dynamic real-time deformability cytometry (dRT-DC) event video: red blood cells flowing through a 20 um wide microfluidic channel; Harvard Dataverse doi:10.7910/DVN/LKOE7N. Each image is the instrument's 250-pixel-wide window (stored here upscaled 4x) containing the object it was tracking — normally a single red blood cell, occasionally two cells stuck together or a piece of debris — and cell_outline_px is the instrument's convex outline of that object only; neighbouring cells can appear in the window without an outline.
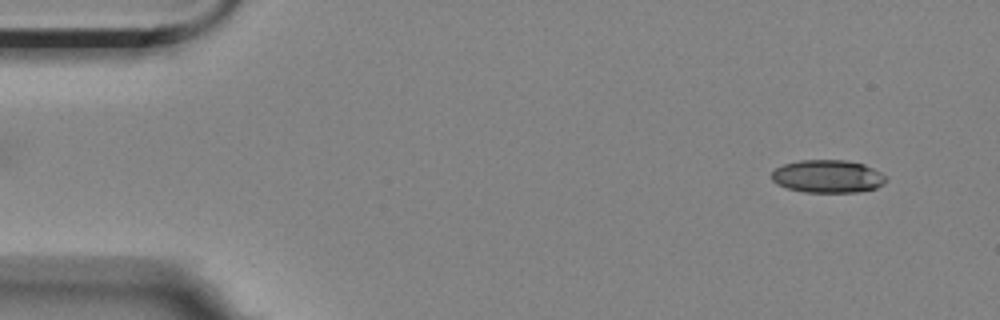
{"species": "Egyptian fruit bat (a non-hibernating species)", "species_latin": "Rousettus aegyptiacus", "temperature_condition": "room temperature", "stored_images_in_passage": 4, "camera_frame_rate_fps": 3000, "um_per_image_px": 0.085, "animal": {"sex": "female"}, "frame": {"image": 1, "passage_image": 1, "time_ms": 0.0, "image_size_px": [1000, 320], "cell_outline_px": [[888, 180], [884, 184], [876, 188], [856, 192], [804, 192], [788, 188], [776, 184], [772, 180], [772, 172], [776, 168], [784, 164], [800, 160], [844, 160], [864, 164], [888, 176]], "centroid_in_image_um": [70.38, 14.99], "position_along_channel_um": 14.6, "area_um2": 21.96}}
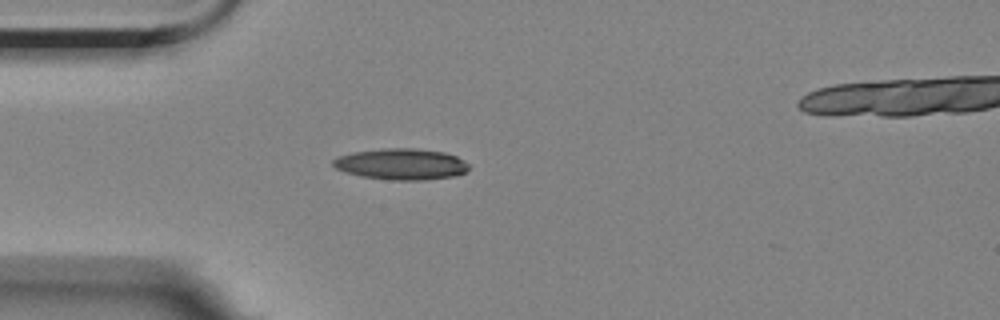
{"frame": {"image": 2, "passage_image": 3, "time_ms": 3.667, "image_size_px": [1000, 320], "cell_outline_px": [[468, 168], [464, 172], [456, 176], [424, 180], [392, 180], [360, 176], [344, 172], [336, 168], [332, 164], [332, 160], [336, 156], [352, 152], [384, 148], [416, 148], [444, 152], [456, 156], [464, 160], [468, 164]], "centroid_in_image_um": [34.07, 13.94], "position_along_channel_um": 50.9, "area_um2": 24.85}}